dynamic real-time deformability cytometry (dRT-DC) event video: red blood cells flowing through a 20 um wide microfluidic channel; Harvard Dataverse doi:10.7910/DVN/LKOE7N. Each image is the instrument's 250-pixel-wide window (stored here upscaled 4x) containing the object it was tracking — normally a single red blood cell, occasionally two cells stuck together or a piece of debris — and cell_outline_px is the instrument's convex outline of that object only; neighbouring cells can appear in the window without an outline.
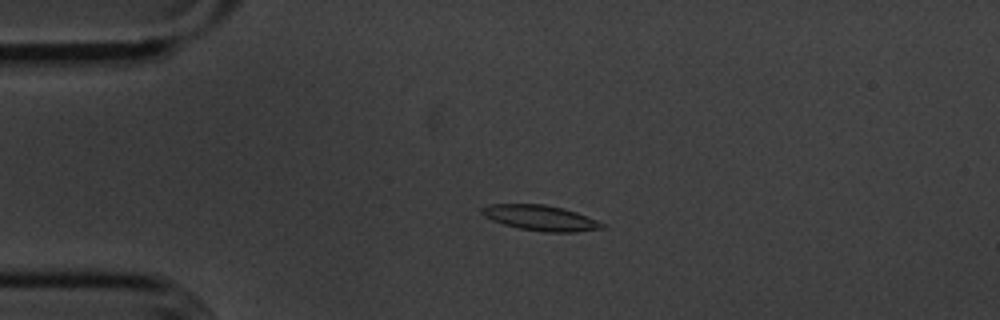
{"species": "common noctule bat (a hibernating species)", "species_latin": "Nyctalus noctula", "temperature_condition": "cold", "stored_images_in_passage": 55, "camera_frame_rate_fps": 3000, "um_per_image_px": 0.085, "animal": {"sex": "male", "body_mass_g": 20.1, "forearm_length_mm": 53.5}, "frame": {"image": 1, "passage_image": 12, "time_ms": 3.667, "image_size_px": [1000, 320], "cell_outline_px": [[604, 228], [576, 232], [544, 232], [520, 228], [504, 224], [492, 220], [484, 216], [480, 212], [480, 208], [492, 204], [544, 204], [576, 212], [596, 220], [604, 224]], "centroid_in_image_um": [45.92, 18.52], "position_along_channel_um": 39.1, "area_um2": 17.57}}
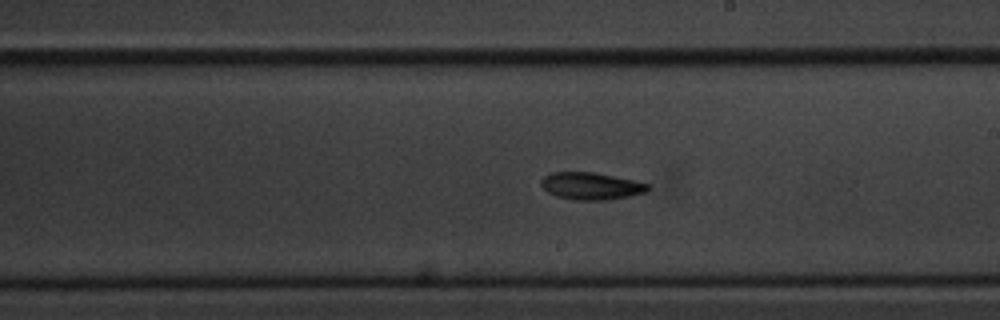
{"frame": {"image": 2, "passage_image": 31, "time_ms": 10.0, "image_size_px": [1000, 320], "cell_outline_px": [[652, 188], [648, 192], [608, 200], [576, 200], [556, 196], [548, 192], [540, 184], [540, 180], [544, 176], [552, 172], [592, 172], [636, 180], [648, 184]], "centroid_in_image_um": [50.27, 15.81], "position_along_channel_um": 238.7, "area_um2": 17.05}}
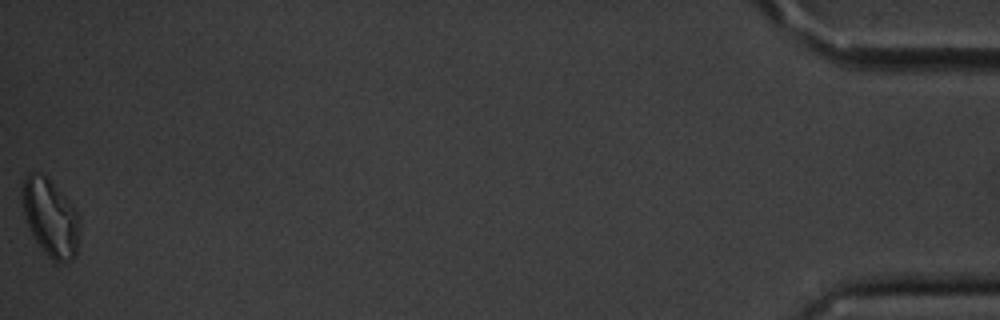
{"frame": {"image": 3, "passage_image": 55, "time_ms": 18.0, "image_size_px": [1000, 320], "cell_outline_px": [[80, 216], [76, 256], [72, 260], [60, 264], [52, 260], [44, 252], [36, 240], [24, 216], [20, 200], [24, 176], [28, 172], [36, 172], [48, 176]], "centroid_in_image_um": [4.26, 18.48], "position_along_channel_um": 430.9, "area_um2": 26.13}, "authors_computed_cell_mechanics": {"area_um2": 16.9354, "velocity_mm_per_s": 3.5994, "shape_relaxation_time_tau1_ms": 5.8977, "shape_relaxation_time_tau2_ms": null, "deformation_change_tau1": 0.1405, "deformation_change_tau2": null}}